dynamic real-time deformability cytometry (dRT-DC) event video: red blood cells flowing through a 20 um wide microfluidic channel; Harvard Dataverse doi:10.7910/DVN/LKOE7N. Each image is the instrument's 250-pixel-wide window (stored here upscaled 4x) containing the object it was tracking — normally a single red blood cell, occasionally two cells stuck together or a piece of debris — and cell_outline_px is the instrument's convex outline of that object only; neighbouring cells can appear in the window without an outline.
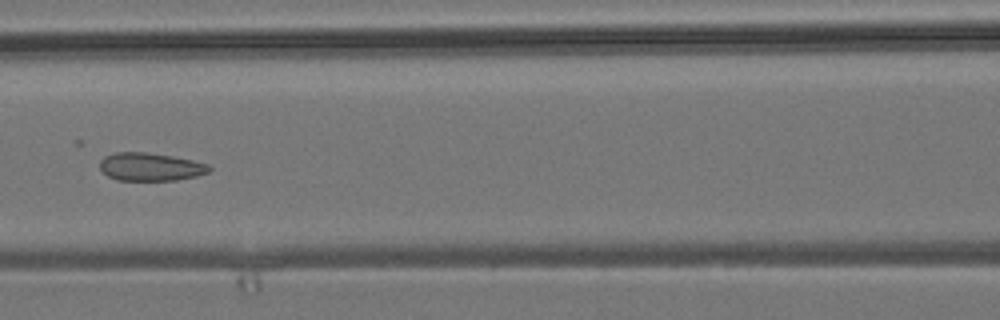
{"species": "common noctule bat (a hibernating species)", "species_latin": "Nyctalus noctula", "temperature_condition": "room temperature", "stored_images_in_passage": 8, "camera_frame_rate_fps": 3000, "um_per_image_px": 0.085, "animal": {"sex": "male", "body_mass_g": 19.2, "forearm_length_mm": 51.8}, "frame": {"image": 1, "passage_image": 7, "time_ms": 7.0, "image_size_px": [1000, 320], "cell_outline_px": [[212, 168], [208, 172], [196, 176], [176, 180], [116, 180], [108, 176], [100, 168], [100, 160], [104, 156], [116, 152], [148, 152], [172, 156], [192, 160], [208, 164]], "centroid_in_image_um": [12.78, 14.17], "position_along_channel_um": 153.8, "area_um2": 17.86}}
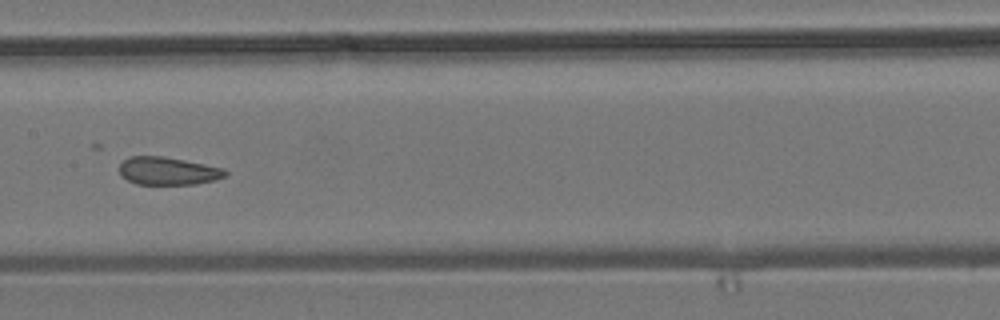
{"frame": {"image": 2, "passage_image": 8, "time_ms": 8.0, "image_size_px": [1000, 320], "cell_outline_px": [[228, 176], [216, 180], [196, 184], [136, 184], [120, 176], [120, 164], [128, 156], [164, 156], [224, 168], [228, 172]], "centroid_in_image_um": [14.3, 14.53], "position_along_channel_um": 193.1, "area_um2": 17.34}}